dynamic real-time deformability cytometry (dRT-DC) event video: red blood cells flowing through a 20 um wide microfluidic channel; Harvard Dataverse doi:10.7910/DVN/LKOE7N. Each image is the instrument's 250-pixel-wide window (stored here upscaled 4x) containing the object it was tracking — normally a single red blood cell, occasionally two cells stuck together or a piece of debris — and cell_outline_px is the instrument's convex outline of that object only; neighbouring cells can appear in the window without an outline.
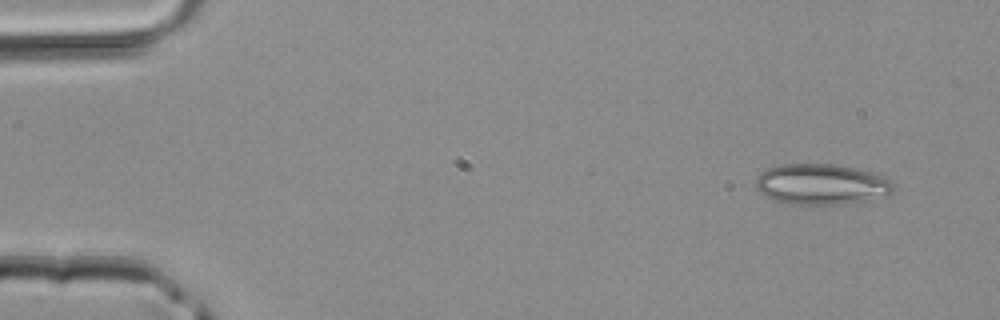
{"species": "common noctule bat (a hibernating species)", "species_latin": "Nyctalus noctula", "temperature_condition": "room temperature", "stored_images_in_passage": 5, "camera_frame_rate_fps": 3000, "um_per_image_px": 0.085, "animal": {"sex": "male", "body_mass_g": 20.4}, "frame": {"image": 1, "passage_image": 1, "time_ms": 0.0, "image_size_px": [1000, 320], "cell_outline_px": [[892, 192], [868, 200], [840, 204], [792, 204], [776, 200], [760, 192], [756, 188], [756, 176], [768, 168], [784, 164], [836, 164], [872, 172], [884, 176], [892, 184]], "centroid_in_image_um": [69.79, 15.65], "position_along_channel_um": 15.2, "area_um2": 32.19}}
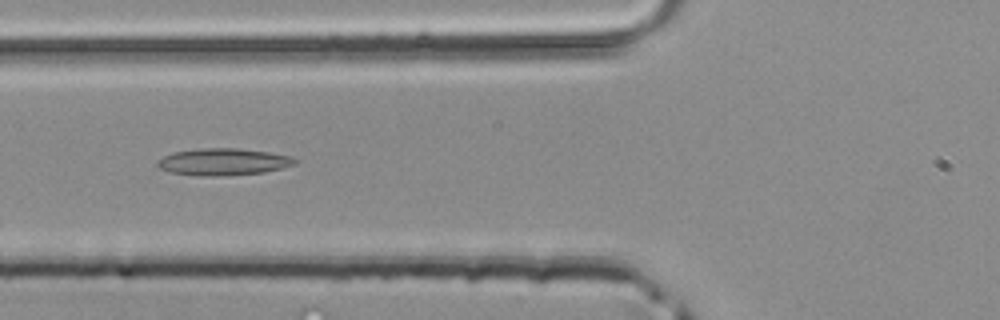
{"frame": {"image": 2, "passage_image": 5, "time_ms": 1.333, "image_size_px": [1000, 320], "cell_outline_px": [[296, 164], [264, 172], [224, 176], [200, 176], [168, 172], [160, 168], [156, 164], [164, 156], [172, 152], [200, 148], [236, 148], [268, 152], [292, 156], [296, 160]], "centroid_in_image_um": [18.96, 13.76], "position_along_channel_um": 106.8, "area_um2": 21.56}}